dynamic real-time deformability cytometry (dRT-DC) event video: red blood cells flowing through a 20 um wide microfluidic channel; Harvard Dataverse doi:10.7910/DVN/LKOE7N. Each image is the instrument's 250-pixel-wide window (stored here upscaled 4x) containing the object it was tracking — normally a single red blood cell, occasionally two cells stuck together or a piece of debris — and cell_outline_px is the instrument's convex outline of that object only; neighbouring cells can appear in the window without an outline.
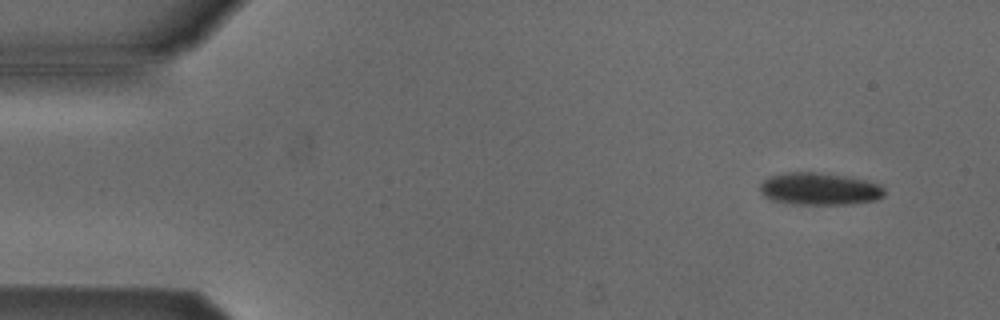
{"species": "Egyptian fruit bat (a non-hibernating species)", "species_latin": "Rousettus aegyptiacus", "temperature_condition": "cold", "stored_images_in_passage": 4, "camera_frame_rate_fps": 3000, "um_per_image_px": 0.085, "animal": {"sex": "male"}, "frame": {"image": 1, "passage_image": 1, "time_ms": 0.0, "image_size_px": [1000, 320], "cell_outline_px": [[884, 196], [876, 200], [852, 204], [800, 204], [772, 200], [764, 196], [760, 192], [760, 184], [768, 176], [784, 172], [816, 172], [848, 176], [868, 180], [880, 184], [884, 188]], "centroid_in_image_um": [69.68, 16.04], "position_along_channel_um": 15.3, "area_um2": 23.64}}
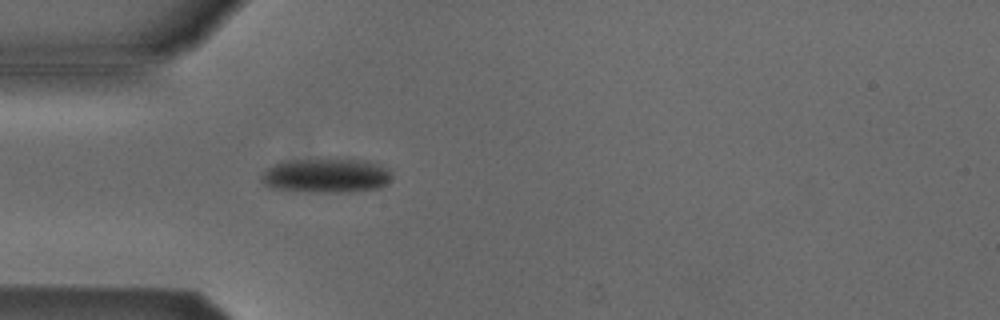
{"frame": {"image": 2, "passage_image": 4, "time_ms": 3.667, "image_size_px": [1000, 320], "cell_outline_px": [[392, 176], [380, 188], [348, 192], [308, 192], [272, 188], [264, 184], [260, 180], [260, 176], [268, 168], [276, 164], [292, 160], [368, 160], [388, 168]], "centroid_in_image_um": [27.73, 14.94], "position_along_channel_um": 57.3, "area_um2": 25.84}}